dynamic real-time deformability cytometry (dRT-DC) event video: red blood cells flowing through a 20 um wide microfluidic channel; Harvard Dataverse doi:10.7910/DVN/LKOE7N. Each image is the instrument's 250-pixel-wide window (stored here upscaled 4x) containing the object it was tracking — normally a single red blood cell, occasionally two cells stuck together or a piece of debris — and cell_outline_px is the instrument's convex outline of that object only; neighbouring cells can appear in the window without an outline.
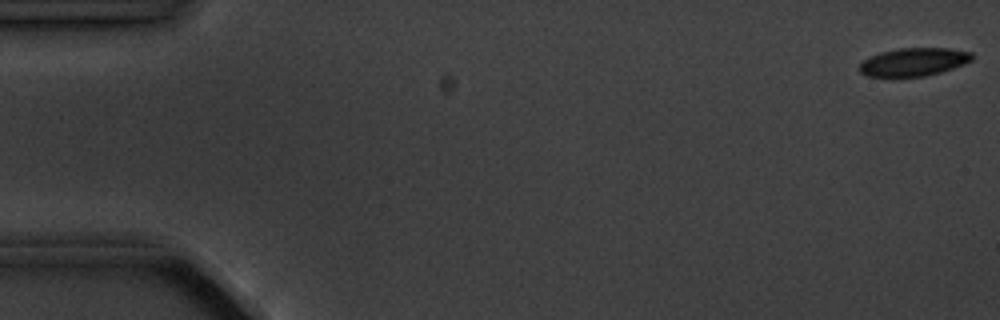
{"species": "common noctule bat (a hibernating species)", "species_latin": "Nyctalus noctula", "temperature_condition": "cold", "stored_images_in_passage": 6, "camera_frame_rate_fps": 3000, "um_per_image_px": 0.085, "animal": {"sex": "male", "body_mass_g": 20.1, "forearm_length_mm": 53.5}, "frame": {"image": 1, "passage_image": 1, "time_ms": 0.0, "image_size_px": [1000, 320], "cell_outline_px": [[972, 60], [964, 64], [940, 72], [924, 76], [868, 76], [860, 72], [860, 64], [864, 60], [880, 52], [900, 48], [948, 48], [972, 52]], "centroid_in_image_um": [77.68, 5.25], "position_along_channel_um": 7.3, "area_um2": 18.15}}
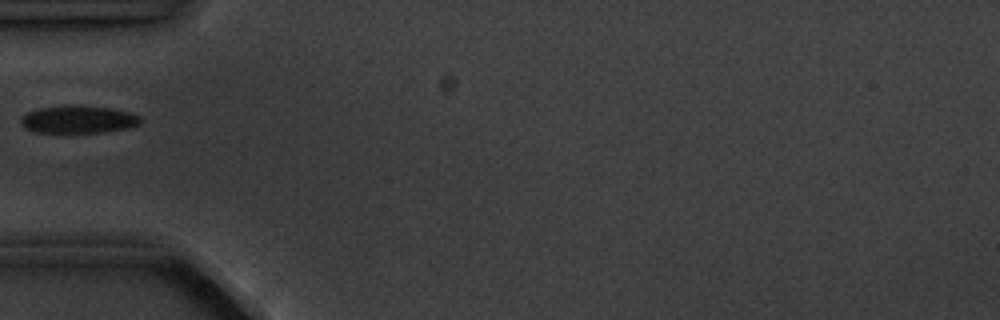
{"frame": {"image": 2, "passage_image": 6, "time_ms": 5.667, "image_size_px": [1000, 320], "cell_outline_px": [[140, 124], [128, 128], [104, 132], [36, 132], [24, 128], [20, 124], [20, 120], [28, 112], [40, 108], [112, 108], [128, 112], [140, 116]], "centroid_in_image_um": [6.67, 10.2], "position_along_channel_um": 78.3, "area_um2": 18.21}}